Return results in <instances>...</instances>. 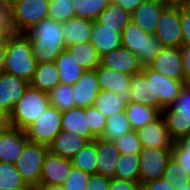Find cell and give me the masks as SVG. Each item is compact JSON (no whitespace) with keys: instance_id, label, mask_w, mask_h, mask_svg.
<instances>
[{"instance_id":"obj_18","label":"cell","mask_w":190,"mask_h":190,"mask_svg":"<svg viewBox=\"0 0 190 190\" xmlns=\"http://www.w3.org/2000/svg\"><path fill=\"white\" fill-rule=\"evenodd\" d=\"M100 66L120 73L124 72L129 75L141 72L143 68L137 56L124 47H120L102 55L100 58Z\"/></svg>"},{"instance_id":"obj_5","label":"cell","mask_w":190,"mask_h":190,"mask_svg":"<svg viewBox=\"0 0 190 190\" xmlns=\"http://www.w3.org/2000/svg\"><path fill=\"white\" fill-rule=\"evenodd\" d=\"M162 115L174 142L190 134V83L184 84L174 103L162 110Z\"/></svg>"},{"instance_id":"obj_2","label":"cell","mask_w":190,"mask_h":190,"mask_svg":"<svg viewBox=\"0 0 190 190\" xmlns=\"http://www.w3.org/2000/svg\"><path fill=\"white\" fill-rule=\"evenodd\" d=\"M37 62L33 57L31 42L25 33H14L6 39L3 72L30 82Z\"/></svg>"},{"instance_id":"obj_3","label":"cell","mask_w":190,"mask_h":190,"mask_svg":"<svg viewBox=\"0 0 190 190\" xmlns=\"http://www.w3.org/2000/svg\"><path fill=\"white\" fill-rule=\"evenodd\" d=\"M49 106L48 92L29 85L23 97L14 105L9 114L10 126L25 130L39 119Z\"/></svg>"},{"instance_id":"obj_52","label":"cell","mask_w":190,"mask_h":190,"mask_svg":"<svg viewBox=\"0 0 190 190\" xmlns=\"http://www.w3.org/2000/svg\"><path fill=\"white\" fill-rule=\"evenodd\" d=\"M6 54V39H0V73L3 72Z\"/></svg>"},{"instance_id":"obj_24","label":"cell","mask_w":190,"mask_h":190,"mask_svg":"<svg viewBox=\"0 0 190 190\" xmlns=\"http://www.w3.org/2000/svg\"><path fill=\"white\" fill-rule=\"evenodd\" d=\"M61 128L68 133L77 134L94 141L97 137L90 131L85 108L74 107L62 112Z\"/></svg>"},{"instance_id":"obj_11","label":"cell","mask_w":190,"mask_h":190,"mask_svg":"<svg viewBox=\"0 0 190 190\" xmlns=\"http://www.w3.org/2000/svg\"><path fill=\"white\" fill-rule=\"evenodd\" d=\"M142 72L146 77H153L154 108L162 113L164 108L174 103L184 83L159 74L149 66H144Z\"/></svg>"},{"instance_id":"obj_27","label":"cell","mask_w":190,"mask_h":190,"mask_svg":"<svg viewBox=\"0 0 190 190\" xmlns=\"http://www.w3.org/2000/svg\"><path fill=\"white\" fill-rule=\"evenodd\" d=\"M30 86L41 91L50 92L60 84V74L55 62L39 63L36 66Z\"/></svg>"},{"instance_id":"obj_48","label":"cell","mask_w":190,"mask_h":190,"mask_svg":"<svg viewBox=\"0 0 190 190\" xmlns=\"http://www.w3.org/2000/svg\"><path fill=\"white\" fill-rule=\"evenodd\" d=\"M140 182L111 178L109 190H140Z\"/></svg>"},{"instance_id":"obj_15","label":"cell","mask_w":190,"mask_h":190,"mask_svg":"<svg viewBox=\"0 0 190 190\" xmlns=\"http://www.w3.org/2000/svg\"><path fill=\"white\" fill-rule=\"evenodd\" d=\"M72 167L71 159L48 151L42 165L39 185H63Z\"/></svg>"},{"instance_id":"obj_45","label":"cell","mask_w":190,"mask_h":190,"mask_svg":"<svg viewBox=\"0 0 190 190\" xmlns=\"http://www.w3.org/2000/svg\"><path fill=\"white\" fill-rule=\"evenodd\" d=\"M14 33L12 7L0 3V39H7Z\"/></svg>"},{"instance_id":"obj_4","label":"cell","mask_w":190,"mask_h":190,"mask_svg":"<svg viewBox=\"0 0 190 190\" xmlns=\"http://www.w3.org/2000/svg\"><path fill=\"white\" fill-rule=\"evenodd\" d=\"M122 47L130 50L140 64L148 66L164 48L155 35L148 34L130 22L121 34Z\"/></svg>"},{"instance_id":"obj_1","label":"cell","mask_w":190,"mask_h":190,"mask_svg":"<svg viewBox=\"0 0 190 190\" xmlns=\"http://www.w3.org/2000/svg\"><path fill=\"white\" fill-rule=\"evenodd\" d=\"M37 64L54 62L65 47L62 23L44 19L25 32Z\"/></svg>"},{"instance_id":"obj_26","label":"cell","mask_w":190,"mask_h":190,"mask_svg":"<svg viewBox=\"0 0 190 190\" xmlns=\"http://www.w3.org/2000/svg\"><path fill=\"white\" fill-rule=\"evenodd\" d=\"M131 20V13L111 2L95 21L102 25V28L116 29V33L122 34Z\"/></svg>"},{"instance_id":"obj_34","label":"cell","mask_w":190,"mask_h":190,"mask_svg":"<svg viewBox=\"0 0 190 190\" xmlns=\"http://www.w3.org/2000/svg\"><path fill=\"white\" fill-rule=\"evenodd\" d=\"M132 131L126 112H120L108 117L104 133L101 138L115 142L124 134Z\"/></svg>"},{"instance_id":"obj_53","label":"cell","mask_w":190,"mask_h":190,"mask_svg":"<svg viewBox=\"0 0 190 190\" xmlns=\"http://www.w3.org/2000/svg\"><path fill=\"white\" fill-rule=\"evenodd\" d=\"M10 126L9 115L0 109V132Z\"/></svg>"},{"instance_id":"obj_13","label":"cell","mask_w":190,"mask_h":190,"mask_svg":"<svg viewBox=\"0 0 190 190\" xmlns=\"http://www.w3.org/2000/svg\"><path fill=\"white\" fill-rule=\"evenodd\" d=\"M138 139L143 148H172L174 141L170 137L169 131L163 115L136 130Z\"/></svg>"},{"instance_id":"obj_44","label":"cell","mask_w":190,"mask_h":190,"mask_svg":"<svg viewBox=\"0 0 190 190\" xmlns=\"http://www.w3.org/2000/svg\"><path fill=\"white\" fill-rule=\"evenodd\" d=\"M85 114L88 116V125L90 131L98 138L104 133L107 118L95 107L85 108Z\"/></svg>"},{"instance_id":"obj_31","label":"cell","mask_w":190,"mask_h":190,"mask_svg":"<svg viewBox=\"0 0 190 190\" xmlns=\"http://www.w3.org/2000/svg\"><path fill=\"white\" fill-rule=\"evenodd\" d=\"M65 49L78 62V66L85 70L97 69L100 65L101 56L90 41L68 46Z\"/></svg>"},{"instance_id":"obj_25","label":"cell","mask_w":190,"mask_h":190,"mask_svg":"<svg viewBox=\"0 0 190 190\" xmlns=\"http://www.w3.org/2000/svg\"><path fill=\"white\" fill-rule=\"evenodd\" d=\"M93 21L73 17L62 23L65 47L89 42L91 39Z\"/></svg>"},{"instance_id":"obj_37","label":"cell","mask_w":190,"mask_h":190,"mask_svg":"<svg viewBox=\"0 0 190 190\" xmlns=\"http://www.w3.org/2000/svg\"><path fill=\"white\" fill-rule=\"evenodd\" d=\"M75 17L95 21L112 0H72Z\"/></svg>"},{"instance_id":"obj_16","label":"cell","mask_w":190,"mask_h":190,"mask_svg":"<svg viewBox=\"0 0 190 190\" xmlns=\"http://www.w3.org/2000/svg\"><path fill=\"white\" fill-rule=\"evenodd\" d=\"M27 141L25 130L9 126L0 132V162L15 165Z\"/></svg>"},{"instance_id":"obj_42","label":"cell","mask_w":190,"mask_h":190,"mask_svg":"<svg viewBox=\"0 0 190 190\" xmlns=\"http://www.w3.org/2000/svg\"><path fill=\"white\" fill-rule=\"evenodd\" d=\"M114 143L120 154L123 155L140 154L143 149L141 142L138 139V135L134 130L124 134Z\"/></svg>"},{"instance_id":"obj_40","label":"cell","mask_w":190,"mask_h":190,"mask_svg":"<svg viewBox=\"0 0 190 190\" xmlns=\"http://www.w3.org/2000/svg\"><path fill=\"white\" fill-rule=\"evenodd\" d=\"M164 178L174 186L175 190L190 184V176L173 157L167 163Z\"/></svg>"},{"instance_id":"obj_20","label":"cell","mask_w":190,"mask_h":190,"mask_svg":"<svg viewBox=\"0 0 190 190\" xmlns=\"http://www.w3.org/2000/svg\"><path fill=\"white\" fill-rule=\"evenodd\" d=\"M72 87L75 107L93 106L94 100L100 92L96 69L86 70Z\"/></svg>"},{"instance_id":"obj_41","label":"cell","mask_w":190,"mask_h":190,"mask_svg":"<svg viewBox=\"0 0 190 190\" xmlns=\"http://www.w3.org/2000/svg\"><path fill=\"white\" fill-rule=\"evenodd\" d=\"M172 157L183 167L190 176V134L174 142Z\"/></svg>"},{"instance_id":"obj_12","label":"cell","mask_w":190,"mask_h":190,"mask_svg":"<svg viewBox=\"0 0 190 190\" xmlns=\"http://www.w3.org/2000/svg\"><path fill=\"white\" fill-rule=\"evenodd\" d=\"M148 66L159 74L185 84L181 48L164 47Z\"/></svg>"},{"instance_id":"obj_33","label":"cell","mask_w":190,"mask_h":190,"mask_svg":"<svg viewBox=\"0 0 190 190\" xmlns=\"http://www.w3.org/2000/svg\"><path fill=\"white\" fill-rule=\"evenodd\" d=\"M139 165V154H120L114 173V178L139 182Z\"/></svg>"},{"instance_id":"obj_35","label":"cell","mask_w":190,"mask_h":190,"mask_svg":"<svg viewBox=\"0 0 190 190\" xmlns=\"http://www.w3.org/2000/svg\"><path fill=\"white\" fill-rule=\"evenodd\" d=\"M72 165L89 174H97L96 139L90 141L71 159Z\"/></svg>"},{"instance_id":"obj_10","label":"cell","mask_w":190,"mask_h":190,"mask_svg":"<svg viewBox=\"0 0 190 190\" xmlns=\"http://www.w3.org/2000/svg\"><path fill=\"white\" fill-rule=\"evenodd\" d=\"M154 35L163 47L182 48L180 6H167L163 10Z\"/></svg>"},{"instance_id":"obj_55","label":"cell","mask_w":190,"mask_h":190,"mask_svg":"<svg viewBox=\"0 0 190 190\" xmlns=\"http://www.w3.org/2000/svg\"><path fill=\"white\" fill-rule=\"evenodd\" d=\"M34 190H64L62 185H38Z\"/></svg>"},{"instance_id":"obj_46","label":"cell","mask_w":190,"mask_h":190,"mask_svg":"<svg viewBox=\"0 0 190 190\" xmlns=\"http://www.w3.org/2000/svg\"><path fill=\"white\" fill-rule=\"evenodd\" d=\"M182 46L190 45V5L180 6Z\"/></svg>"},{"instance_id":"obj_29","label":"cell","mask_w":190,"mask_h":190,"mask_svg":"<svg viewBox=\"0 0 190 190\" xmlns=\"http://www.w3.org/2000/svg\"><path fill=\"white\" fill-rule=\"evenodd\" d=\"M54 62L59 70L60 84L75 85L86 71L83 67L78 66V62L70 56L66 49Z\"/></svg>"},{"instance_id":"obj_50","label":"cell","mask_w":190,"mask_h":190,"mask_svg":"<svg viewBox=\"0 0 190 190\" xmlns=\"http://www.w3.org/2000/svg\"><path fill=\"white\" fill-rule=\"evenodd\" d=\"M181 53L183 57V71L185 75V84L190 83V45L182 46Z\"/></svg>"},{"instance_id":"obj_30","label":"cell","mask_w":190,"mask_h":190,"mask_svg":"<svg viewBox=\"0 0 190 190\" xmlns=\"http://www.w3.org/2000/svg\"><path fill=\"white\" fill-rule=\"evenodd\" d=\"M125 112L130 122V126L134 131L156 120L162 114L156 108L134 102L126 104Z\"/></svg>"},{"instance_id":"obj_19","label":"cell","mask_w":190,"mask_h":190,"mask_svg":"<svg viewBox=\"0 0 190 190\" xmlns=\"http://www.w3.org/2000/svg\"><path fill=\"white\" fill-rule=\"evenodd\" d=\"M167 6L160 0H145L131 14V21L144 32L154 35L160 15Z\"/></svg>"},{"instance_id":"obj_8","label":"cell","mask_w":190,"mask_h":190,"mask_svg":"<svg viewBox=\"0 0 190 190\" xmlns=\"http://www.w3.org/2000/svg\"><path fill=\"white\" fill-rule=\"evenodd\" d=\"M62 112L49 106L39 119L25 129L29 141L48 146L62 130Z\"/></svg>"},{"instance_id":"obj_28","label":"cell","mask_w":190,"mask_h":190,"mask_svg":"<svg viewBox=\"0 0 190 190\" xmlns=\"http://www.w3.org/2000/svg\"><path fill=\"white\" fill-rule=\"evenodd\" d=\"M132 102L154 108L153 77H146L141 71L131 77Z\"/></svg>"},{"instance_id":"obj_32","label":"cell","mask_w":190,"mask_h":190,"mask_svg":"<svg viewBox=\"0 0 190 190\" xmlns=\"http://www.w3.org/2000/svg\"><path fill=\"white\" fill-rule=\"evenodd\" d=\"M93 107L97 108L106 118H108L117 113L124 112L126 104L124 103V96L109 90H100L94 100Z\"/></svg>"},{"instance_id":"obj_9","label":"cell","mask_w":190,"mask_h":190,"mask_svg":"<svg viewBox=\"0 0 190 190\" xmlns=\"http://www.w3.org/2000/svg\"><path fill=\"white\" fill-rule=\"evenodd\" d=\"M172 157V148H143L139 154V182H146L164 177L167 163Z\"/></svg>"},{"instance_id":"obj_36","label":"cell","mask_w":190,"mask_h":190,"mask_svg":"<svg viewBox=\"0 0 190 190\" xmlns=\"http://www.w3.org/2000/svg\"><path fill=\"white\" fill-rule=\"evenodd\" d=\"M0 190H32L14 164L0 162Z\"/></svg>"},{"instance_id":"obj_56","label":"cell","mask_w":190,"mask_h":190,"mask_svg":"<svg viewBox=\"0 0 190 190\" xmlns=\"http://www.w3.org/2000/svg\"><path fill=\"white\" fill-rule=\"evenodd\" d=\"M15 1L16 0H0V3L12 7L15 4Z\"/></svg>"},{"instance_id":"obj_38","label":"cell","mask_w":190,"mask_h":190,"mask_svg":"<svg viewBox=\"0 0 190 190\" xmlns=\"http://www.w3.org/2000/svg\"><path fill=\"white\" fill-rule=\"evenodd\" d=\"M72 85L59 84L49 94L50 105L59 111H67L75 107Z\"/></svg>"},{"instance_id":"obj_17","label":"cell","mask_w":190,"mask_h":190,"mask_svg":"<svg viewBox=\"0 0 190 190\" xmlns=\"http://www.w3.org/2000/svg\"><path fill=\"white\" fill-rule=\"evenodd\" d=\"M29 82L14 75L0 73V109L8 115L14 105L23 97Z\"/></svg>"},{"instance_id":"obj_54","label":"cell","mask_w":190,"mask_h":190,"mask_svg":"<svg viewBox=\"0 0 190 190\" xmlns=\"http://www.w3.org/2000/svg\"><path fill=\"white\" fill-rule=\"evenodd\" d=\"M161 2L167 4L168 6H182L188 5L190 0H160Z\"/></svg>"},{"instance_id":"obj_23","label":"cell","mask_w":190,"mask_h":190,"mask_svg":"<svg viewBox=\"0 0 190 190\" xmlns=\"http://www.w3.org/2000/svg\"><path fill=\"white\" fill-rule=\"evenodd\" d=\"M90 43L98 51L100 56L122 47V38L116 29L102 28L93 21Z\"/></svg>"},{"instance_id":"obj_57","label":"cell","mask_w":190,"mask_h":190,"mask_svg":"<svg viewBox=\"0 0 190 190\" xmlns=\"http://www.w3.org/2000/svg\"><path fill=\"white\" fill-rule=\"evenodd\" d=\"M178 190H190V184H188V185H186V186H182V187H180V189H178Z\"/></svg>"},{"instance_id":"obj_47","label":"cell","mask_w":190,"mask_h":190,"mask_svg":"<svg viewBox=\"0 0 190 190\" xmlns=\"http://www.w3.org/2000/svg\"><path fill=\"white\" fill-rule=\"evenodd\" d=\"M110 182V177L91 174L86 190H109Z\"/></svg>"},{"instance_id":"obj_14","label":"cell","mask_w":190,"mask_h":190,"mask_svg":"<svg viewBox=\"0 0 190 190\" xmlns=\"http://www.w3.org/2000/svg\"><path fill=\"white\" fill-rule=\"evenodd\" d=\"M96 74L100 90H109L124 96L125 104L132 102L130 85L132 75L124 72L120 73L112 69L101 67L100 65L96 69Z\"/></svg>"},{"instance_id":"obj_51","label":"cell","mask_w":190,"mask_h":190,"mask_svg":"<svg viewBox=\"0 0 190 190\" xmlns=\"http://www.w3.org/2000/svg\"><path fill=\"white\" fill-rule=\"evenodd\" d=\"M145 0H112L115 4L121 6L125 11L133 13L136 8Z\"/></svg>"},{"instance_id":"obj_43","label":"cell","mask_w":190,"mask_h":190,"mask_svg":"<svg viewBox=\"0 0 190 190\" xmlns=\"http://www.w3.org/2000/svg\"><path fill=\"white\" fill-rule=\"evenodd\" d=\"M90 176L91 174L73 166L62 186L64 190H86Z\"/></svg>"},{"instance_id":"obj_21","label":"cell","mask_w":190,"mask_h":190,"mask_svg":"<svg viewBox=\"0 0 190 190\" xmlns=\"http://www.w3.org/2000/svg\"><path fill=\"white\" fill-rule=\"evenodd\" d=\"M89 142L90 140L86 137L61 130L48 149L53 154L72 159Z\"/></svg>"},{"instance_id":"obj_39","label":"cell","mask_w":190,"mask_h":190,"mask_svg":"<svg viewBox=\"0 0 190 190\" xmlns=\"http://www.w3.org/2000/svg\"><path fill=\"white\" fill-rule=\"evenodd\" d=\"M75 17L72 0H49L48 18L59 23Z\"/></svg>"},{"instance_id":"obj_6","label":"cell","mask_w":190,"mask_h":190,"mask_svg":"<svg viewBox=\"0 0 190 190\" xmlns=\"http://www.w3.org/2000/svg\"><path fill=\"white\" fill-rule=\"evenodd\" d=\"M48 151V146L28 140L15 163L22 179L32 190L40 184L41 169Z\"/></svg>"},{"instance_id":"obj_7","label":"cell","mask_w":190,"mask_h":190,"mask_svg":"<svg viewBox=\"0 0 190 190\" xmlns=\"http://www.w3.org/2000/svg\"><path fill=\"white\" fill-rule=\"evenodd\" d=\"M49 0H16L12 6L15 33H25L33 25L48 18Z\"/></svg>"},{"instance_id":"obj_49","label":"cell","mask_w":190,"mask_h":190,"mask_svg":"<svg viewBox=\"0 0 190 190\" xmlns=\"http://www.w3.org/2000/svg\"><path fill=\"white\" fill-rule=\"evenodd\" d=\"M140 190H175V188L163 177L141 184Z\"/></svg>"},{"instance_id":"obj_22","label":"cell","mask_w":190,"mask_h":190,"mask_svg":"<svg viewBox=\"0 0 190 190\" xmlns=\"http://www.w3.org/2000/svg\"><path fill=\"white\" fill-rule=\"evenodd\" d=\"M96 149L97 174L113 178L120 155L115 143L98 137L96 138Z\"/></svg>"}]
</instances>
